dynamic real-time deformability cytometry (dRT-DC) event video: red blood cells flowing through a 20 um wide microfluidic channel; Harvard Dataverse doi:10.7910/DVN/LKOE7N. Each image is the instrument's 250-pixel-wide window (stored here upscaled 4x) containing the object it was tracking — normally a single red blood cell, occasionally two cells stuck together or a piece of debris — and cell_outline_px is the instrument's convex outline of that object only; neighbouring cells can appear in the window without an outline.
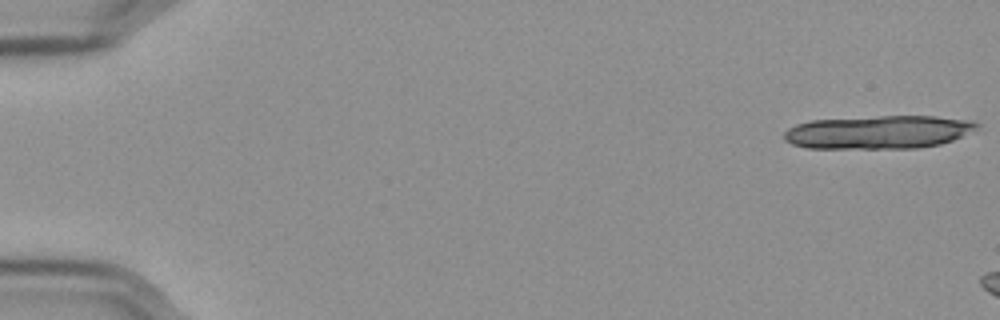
{"species": "Egyptian fruit bat (a non-hibernating species)", "species_latin": "Rousettus aegyptiacus", "temperature_condition": "cold", "stored_images_in_passage": 8, "camera_frame_rate_fps": 3000, "um_per_image_px": 0.085, "frame": {"image": 1, "passage_image": 1, "time_ms": 0.0, "image_size_px": [1000, 320], "cell_outline_px": [[980, 124], [976, 128], [952, 140], [940, 144], [916, 148], [808, 148], [792, 144], [784, 140], [784, 132], [788, 128], [796, 124], [812, 120], [880, 116], [932, 116], [972, 120]], "centroid_in_image_um": [74.63, 11.23], "position_along_channel_um": 10.4, "area_um2": 37.22}}